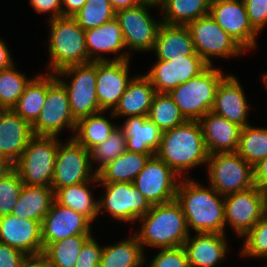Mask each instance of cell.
Instances as JSON below:
<instances>
[{"label": "cell", "instance_id": "1", "mask_svg": "<svg viewBox=\"0 0 267 267\" xmlns=\"http://www.w3.org/2000/svg\"><path fill=\"white\" fill-rule=\"evenodd\" d=\"M179 180L176 201L181 205L187 229L196 233L225 234L224 196L190 177Z\"/></svg>", "mask_w": 267, "mask_h": 267}, {"label": "cell", "instance_id": "2", "mask_svg": "<svg viewBox=\"0 0 267 267\" xmlns=\"http://www.w3.org/2000/svg\"><path fill=\"white\" fill-rule=\"evenodd\" d=\"M156 156L180 178H186L184 173L190 169L206 165L209 153L199 121H186L180 126L164 131Z\"/></svg>", "mask_w": 267, "mask_h": 267}, {"label": "cell", "instance_id": "3", "mask_svg": "<svg viewBox=\"0 0 267 267\" xmlns=\"http://www.w3.org/2000/svg\"><path fill=\"white\" fill-rule=\"evenodd\" d=\"M137 221L141 222V228L134 234L144 252L145 246L157 249L181 247L190 235L182 207L176 199L152 205Z\"/></svg>", "mask_w": 267, "mask_h": 267}, {"label": "cell", "instance_id": "4", "mask_svg": "<svg viewBox=\"0 0 267 267\" xmlns=\"http://www.w3.org/2000/svg\"><path fill=\"white\" fill-rule=\"evenodd\" d=\"M50 20V21H49ZM49 72L72 66L91 63L85 43V31L72 17L49 19Z\"/></svg>", "mask_w": 267, "mask_h": 267}, {"label": "cell", "instance_id": "5", "mask_svg": "<svg viewBox=\"0 0 267 267\" xmlns=\"http://www.w3.org/2000/svg\"><path fill=\"white\" fill-rule=\"evenodd\" d=\"M225 77L221 69L208 66L199 75L172 89L169 95L187 121H199L211 111L217 88Z\"/></svg>", "mask_w": 267, "mask_h": 267}, {"label": "cell", "instance_id": "6", "mask_svg": "<svg viewBox=\"0 0 267 267\" xmlns=\"http://www.w3.org/2000/svg\"><path fill=\"white\" fill-rule=\"evenodd\" d=\"M60 139L57 136H33L14 165L27 186L51 187Z\"/></svg>", "mask_w": 267, "mask_h": 267}, {"label": "cell", "instance_id": "7", "mask_svg": "<svg viewBox=\"0 0 267 267\" xmlns=\"http://www.w3.org/2000/svg\"><path fill=\"white\" fill-rule=\"evenodd\" d=\"M55 76L66 88L70 111L76 121L101 111L96 95V61L66 67ZM66 76L70 80L66 81Z\"/></svg>", "mask_w": 267, "mask_h": 267}, {"label": "cell", "instance_id": "8", "mask_svg": "<svg viewBox=\"0 0 267 267\" xmlns=\"http://www.w3.org/2000/svg\"><path fill=\"white\" fill-rule=\"evenodd\" d=\"M206 168L208 185L220 195L225 196L255 186L253 166L237 152L209 155Z\"/></svg>", "mask_w": 267, "mask_h": 267}, {"label": "cell", "instance_id": "9", "mask_svg": "<svg viewBox=\"0 0 267 267\" xmlns=\"http://www.w3.org/2000/svg\"><path fill=\"white\" fill-rule=\"evenodd\" d=\"M76 122L66 88L55 74L47 73V94L37 120L31 125L33 135L59 137L64 128L74 133Z\"/></svg>", "mask_w": 267, "mask_h": 267}, {"label": "cell", "instance_id": "10", "mask_svg": "<svg viewBox=\"0 0 267 267\" xmlns=\"http://www.w3.org/2000/svg\"><path fill=\"white\" fill-rule=\"evenodd\" d=\"M196 53L213 66V57L228 58L243 54L246 50L208 14L187 25Z\"/></svg>", "mask_w": 267, "mask_h": 267}, {"label": "cell", "instance_id": "11", "mask_svg": "<svg viewBox=\"0 0 267 267\" xmlns=\"http://www.w3.org/2000/svg\"><path fill=\"white\" fill-rule=\"evenodd\" d=\"M97 176L91 165L90 151L72 137L60 142L55 161L52 190L89 182Z\"/></svg>", "mask_w": 267, "mask_h": 267}, {"label": "cell", "instance_id": "12", "mask_svg": "<svg viewBox=\"0 0 267 267\" xmlns=\"http://www.w3.org/2000/svg\"><path fill=\"white\" fill-rule=\"evenodd\" d=\"M105 188L103 198L98 202V213L108 212L117 221L135 222L144 216L151 204L143 194L130 182L99 183Z\"/></svg>", "mask_w": 267, "mask_h": 267}, {"label": "cell", "instance_id": "13", "mask_svg": "<svg viewBox=\"0 0 267 267\" xmlns=\"http://www.w3.org/2000/svg\"><path fill=\"white\" fill-rule=\"evenodd\" d=\"M155 6L139 4L131 8L116 11L126 49L132 52H152L158 29L162 23L155 20L149 13V8Z\"/></svg>", "mask_w": 267, "mask_h": 267}, {"label": "cell", "instance_id": "14", "mask_svg": "<svg viewBox=\"0 0 267 267\" xmlns=\"http://www.w3.org/2000/svg\"><path fill=\"white\" fill-rule=\"evenodd\" d=\"M225 224L243 237L265 214V193L252 186L224 196Z\"/></svg>", "mask_w": 267, "mask_h": 267}, {"label": "cell", "instance_id": "15", "mask_svg": "<svg viewBox=\"0 0 267 267\" xmlns=\"http://www.w3.org/2000/svg\"><path fill=\"white\" fill-rule=\"evenodd\" d=\"M180 178L156 155L150 157L143 170L136 176L133 185L151 205L175 200Z\"/></svg>", "mask_w": 267, "mask_h": 267}, {"label": "cell", "instance_id": "16", "mask_svg": "<svg viewBox=\"0 0 267 267\" xmlns=\"http://www.w3.org/2000/svg\"><path fill=\"white\" fill-rule=\"evenodd\" d=\"M209 65L199 55H176L170 60H157L145 75L150 79L155 92L169 93L189 79L199 75Z\"/></svg>", "mask_w": 267, "mask_h": 267}, {"label": "cell", "instance_id": "17", "mask_svg": "<svg viewBox=\"0 0 267 267\" xmlns=\"http://www.w3.org/2000/svg\"><path fill=\"white\" fill-rule=\"evenodd\" d=\"M209 15L245 50L257 48V32L250 25L243 0H211Z\"/></svg>", "mask_w": 267, "mask_h": 267}, {"label": "cell", "instance_id": "18", "mask_svg": "<svg viewBox=\"0 0 267 267\" xmlns=\"http://www.w3.org/2000/svg\"><path fill=\"white\" fill-rule=\"evenodd\" d=\"M129 60L96 61V95L101 111H113L133 77Z\"/></svg>", "mask_w": 267, "mask_h": 267}, {"label": "cell", "instance_id": "19", "mask_svg": "<svg viewBox=\"0 0 267 267\" xmlns=\"http://www.w3.org/2000/svg\"><path fill=\"white\" fill-rule=\"evenodd\" d=\"M91 221L75 210L53 201L41 224L43 249L74 235H92Z\"/></svg>", "mask_w": 267, "mask_h": 267}, {"label": "cell", "instance_id": "20", "mask_svg": "<svg viewBox=\"0 0 267 267\" xmlns=\"http://www.w3.org/2000/svg\"><path fill=\"white\" fill-rule=\"evenodd\" d=\"M0 242L27 256L40 255L43 252L41 223L12 214L0 217Z\"/></svg>", "mask_w": 267, "mask_h": 267}, {"label": "cell", "instance_id": "21", "mask_svg": "<svg viewBox=\"0 0 267 267\" xmlns=\"http://www.w3.org/2000/svg\"><path fill=\"white\" fill-rule=\"evenodd\" d=\"M85 43L89 60L95 61H118L129 60L130 52L124 53L126 49L120 24L116 18L85 31ZM121 50L123 51L121 53ZM115 53L113 59L107 58L103 53ZM120 53V54H118ZM103 55V56H102Z\"/></svg>", "mask_w": 267, "mask_h": 267}, {"label": "cell", "instance_id": "22", "mask_svg": "<svg viewBox=\"0 0 267 267\" xmlns=\"http://www.w3.org/2000/svg\"><path fill=\"white\" fill-rule=\"evenodd\" d=\"M244 92L236 76L226 75L217 88L211 111L241 127L249 125L250 107Z\"/></svg>", "mask_w": 267, "mask_h": 267}, {"label": "cell", "instance_id": "23", "mask_svg": "<svg viewBox=\"0 0 267 267\" xmlns=\"http://www.w3.org/2000/svg\"><path fill=\"white\" fill-rule=\"evenodd\" d=\"M33 136L31 125L13 109L1 111L0 157L8 159L15 165Z\"/></svg>", "mask_w": 267, "mask_h": 267}, {"label": "cell", "instance_id": "24", "mask_svg": "<svg viewBox=\"0 0 267 267\" xmlns=\"http://www.w3.org/2000/svg\"><path fill=\"white\" fill-rule=\"evenodd\" d=\"M209 155L236 152L242 127L210 111L200 120Z\"/></svg>", "mask_w": 267, "mask_h": 267}, {"label": "cell", "instance_id": "25", "mask_svg": "<svg viewBox=\"0 0 267 267\" xmlns=\"http://www.w3.org/2000/svg\"><path fill=\"white\" fill-rule=\"evenodd\" d=\"M226 234L191 233L183 247L186 251L190 267H216L227 254L228 242Z\"/></svg>", "mask_w": 267, "mask_h": 267}, {"label": "cell", "instance_id": "26", "mask_svg": "<svg viewBox=\"0 0 267 267\" xmlns=\"http://www.w3.org/2000/svg\"><path fill=\"white\" fill-rule=\"evenodd\" d=\"M119 127L126 139L127 151L156 155L163 132L148 116H129Z\"/></svg>", "mask_w": 267, "mask_h": 267}, {"label": "cell", "instance_id": "27", "mask_svg": "<svg viewBox=\"0 0 267 267\" xmlns=\"http://www.w3.org/2000/svg\"><path fill=\"white\" fill-rule=\"evenodd\" d=\"M155 89L150 79L145 75L133 76L117 106L110 111V116H148Z\"/></svg>", "mask_w": 267, "mask_h": 267}, {"label": "cell", "instance_id": "28", "mask_svg": "<svg viewBox=\"0 0 267 267\" xmlns=\"http://www.w3.org/2000/svg\"><path fill=\"white\" fill-rule=\"evenodd\" d=\"M157 60H170L176 55H198L186 25L161 23L153 50Z\"/></svg>", "mask_w": 267, "mask_h": 267}, {"label": "cell", "instance_id": "29", "mask_svg": "<svg viewBox=\"0 0 267 267\" xmlns=\"http://www.w3.org/2000/svg\"><path fill=\"white\" fill-rule=\"evenodd\" d=\"M53 201L54 191L51 187L23 185L11 214L18 218L36 220L42 224Z\"/></svg>", "mask_w": 267, "mask_h": 267}, {"label": "cell", "instance_id": "30", "mask_svg": "<svg viewBox=\"0 0 267 267\" xmlns=\"http://www.w3.org/2000/svg\"><path fill=\"white\" fill-rule=\"evenodd\" d=\"M98 182V177L96 176L89 182L57 189L54 192V201L75 210L77 213L86 216L91 222H94L96 217L100 215L98 213L99 200L93 198L94 195L91 193L93 191L89 187L91 186L92 188V185H97L99 184Z\"/></svg>", "mask_w": 267, "mask_h": 267}, {"label": "cell", "instance_id": "31", "mask_svg": "<svg viewBox=\"0 0 267 267\" xmlns=\"http://www.w3.org/2000/svg\"><path fill=\"white\" fill-rule=\"evenodd\" d=\"M116 244L103 246L99 267H142L146 256L136 235Z\"/></svg>", "mask_w": 267, "mask_h": 267}, {"label": "cell", "instance_id": "32", "mask_svg": "<svg viewBox=\"0 0 267 267\" xmlns=\"http://www.w3.org/2000/svg\"><path fill=\"white\" fill-rule=\"evenodd\" d=\"M152 156L154 155L125 151L97 173L98 183H133L136 176L143 170L146 162Z\"/></svg>", "mask_w": 267, "mask_h": 267}, {"label": "cell", "instance_id": "33", "mask_svg": "<svg viewBox=\"0 0 267 267\" xmlns=\"http://www.w3.org/2000/svg\"><path fill=\"white\" fill-rule=\"evenodd\" d=\"M103 113L104 111H100L76 122L72 138L89 151L103 143L118 126L105 117Z\"/></svg>", "mask_w": 267, "mask_h": 267}, {"label": "cell", "instance_id": "34", "mask_svg": "<svg viewBox=\"0 0 267 267\" xmlns=\"http://www.w3.org/2000/svg\"><path fill=\"white\" fill-rule=\"evenodd\" d=\"M211 0H165L159 7L164 14L163 23L169 25H188L209 14Z\"/></svg>", "mask_w": 267, "mask_h": 267}, {"label": "cell", "instance_id": "35", "mask_svg": "<svg viewBox=\"0 0 267 267\" xmlns=\"http://www.w3.org/2000/svg\"><path fill=\"white\" fill-rule=\"evenodd\" d=\"M47 94V73L32 77L25 86L23 94L12 108L22 119L32 125L44 106Z\"/></svg>", "mask_w": 267, "mask_h": 267}, {"label": "cell", "instance_id": "36", "mask_svg": "<svg viewBox=\"0 0 267 267\" xmlns=\"http://www.w3.org/2000/svg\"><path fill=\"white\" fill-rule=\"evenodd\" d=\"M92 235H74L48 244L42 252L51 267H73L84 243Z\"/></svg>", "mask_w": 267, "mask_h": 267}, {"label": "cell", "instance_id": "37", "mask_svg": "<svg viewBox=\"0 0 267 267\" xmlns=\"http://www.w3.org/2000/svg\"><path fill=\"white\" fill-rule=\"evenodd\" d=\"M246 162L254 166L267 157V128L242 127L236 151Z\"/></svg>", "mask_w": 267, "mask_h": 267}, {"label": "cell", "instance_id": "38", "mask_svg": "<svg viewBox=\"0 0 267 267\" xmlns=\"http://www.w3.org/2000/svg\"><path fill=\"white\" fill-rule=\"evenodd\" d=\"M148 118L153 121L162 132L184 124L187 120L181 114L169 93H155Z\"/></svg>", "mask_w": 267, "mask_h": 267}, {"label": "cell", "instance_id": "39", "mask_svg": "<svg viewBox=\"0 0 267 267\" xmlns=\"http://www.w3.org/2000/svg\"><path fill=\"white\" fill-rule=\"evenodd\" d=\"M115 15L116 11L109 0H87L72 18L86 31L105 24Z\"/></svg>", "mask_w": 267, "mask_h": 267}, {"label": "cell", "instance_id": "40", "mask_svg": "<svg viewBox=\"0 0 267 267\" xmlns=\"http://www.w3.org/2000/svg\"><path fill=\"white\" fill-rule=\"evenodd\" d=\"M15 64L0 71V107L12 109L24 92L25 86L32 78L16 70Z\"/></svg>", "mask_w": 267, "mask_h": 267}, {"label": "cell", "instance_id": "41", "mask_svg": "<svg viewBox=\"0 0 267 267\" xmlns=\"http://www.w3.org/2000/svg\"><path fill=\"white\" fill-rule=\"evenodd\" d=\"M127 151L126 139L119 125L110 134V136L101 144L97 145L90 151L91 165L98 162L95 172L98 173L108 163L115 160L118 156Z\"/></svg>", "mask_w": 267, "mask_h": 267}, {"label": "cell", "instance_id": "42", "mask_svg": "<svg viewBox=\"0 0 267 267\" xmlns=\"http://www.w3.org/2000/svg\"><path fill=\"white\" fill-rule=\"evenodd\" d=\"M243 237L242 256L267 259V213Z\"/></svg>", "mask_w": 267, "mask_h": 267}, {"label": "cell", "instance_id": "43", "mask_svg": "<svg viewBox=\"0 0 267 267\" xmlns=\"http://www.w3.org/2000/svg\"><path fill=\"white\" fill-rule=\"evenodd\" d=\"M23 185L20 174L15 168L0 178V217L12 213Z\"/></svg>", "mask_w": 267, "mask_h": 267}, {"label": "cell", "instance_id": "44", "mask_svg": "<svg viewBox=\"0 0 267 267\" xmlns=\"http://www.w3.org/2000/svg\"><path fill=\"white\" fill-rule=\"evenodd\" d=\"M148 267H190L186 251L183 246L159 249Z\"/></svg>", "mask_w": 267, "mask_h": 267}, {"label": "cell", "instance_id": "45", "mask_svg": "<svg viewBox=\"0 0 267 267\" xmlns=\"http://www.w3.org/2000/svg\"><path fill=\"white\" fill-rule=\"evenodd\" d=\"M103 247L93 235L84 243L73 267H99Z\"/></svg>", "mask_w": 267, "mask_h": 267}, {"label": "cell", "instance_id": "46", "mask_svg": "<svg viewBox=\"0 0 267 267\" xmlns=\"http://www.w3.org/2000/svg\"><path fill=\"white\" fill-rule=\"evenodd\" d=\"M252 28L259 34L267 25V0H243Z\"/></svg>", "mask_w": 267, "mask_h": 267}, {"label": "cell", "instance_id": "47", "mask_svg": "<svg viewBox=\"0 0 267 267\" xmlns=\"http://www.w3.org/2000/svg\"><path fill=\"white\" fill-rule=\"evenodd\" d=\"M27 255L0 242V267H21Z\"/></svg>", "mask_w": 267, "mask_h": 267}, {"label": "cell", "instance_id": "48", "mask_svg": "<svg viewBox=\"0 0 267 267\" xmlns=\"http://www.w3.org/2000/svg\"><path fill=\"white\" fill-rule=\"evenodd\" d=\"M32 8L37 13H50L49 19L62 17V0H30Z\"/></svg>", "mask_w": 267, "mask_h": 267}, {"label": "cell", "instance_id": "49", "mask_svg": "<svg viewBox=\"0 0 267 267\" xmlns=\"http://www.w3.org/2000/svg\"><path fill=\"white\" fill-rule=\"evenodd\" d=\"M254 184L262 192L267 191V157L253 166Z\"/></svg>", "mask_w": 267, "mask_h": 267}, {"label": "cell", "instance_id": "50", "mask_svg": "<svg viewBox=\"0 0 267 267\" xmlns=\"http://www.w3.org/2000/svg\"><path fill=\"white\" fill-rule=\"evenodd\" d=\"M87 0H62V17H73Z\"/></svg>", "mask_w": 267, "mask_h": 267}, {"label": "cell", "instance_id": "51", "mask_svg": "<svg viewBox=\"0 0 267 267\" xmlns=\"http://www.w3.org/2000/svg\"><path fill=\"white\" fill-rule=\"evenodd\" d=\"M10 53L6 43L0 38V71L7 69L14 64L13 57H11L12 55H10Z\"/></svg>", "mask_w": 267, "mask_h": 267}, {"label": "cell", "instance_id": "52", "mask_svg": "<svg viewBox=\"0 0 267 267\" xmlns=\"http://www.w3.org/2000/svg\"><path fill=\"white\" fill-rule=\"evenodd\" d=\"M21 267H51L47 259L42 255L27 256Z\"/></svg>", "mask_w": 267, "mask_h": 267}, {"label": "cell", "instance_id": "53", "mask_svg": "<svg viewBox=\"0 0 267 267\" xmlns=\"http://www.w3.org/2000/svg\"><path fill=\"white\" fill-rule=\"evenodd\" d=\"M109 1L115 11L125 8H131L140 4L138 0H109Z\"/></svg>", "mask_w": 267, "mask_h": 267}, {"label": "cell", "instance_id": "54", "mask_svg": "<svg viewBox=\"0 0 267 267\" xmlns=\"http://www.w3.org/2000/svg\"><path fill=\"white\" fill-rule=\"evenodd\" d=\"M14 168V164L11 163L8 159L0 157V178L6 176Z\"/></svg>", "mask_w": 267, "mask_h": 267}, {"label": "cell", "instance_id": "55", "mask_svg": "<svg viewBox=\"0 0 267 267\" xmlns=\"http://www.w3.org/2000/svg\"><path fill=\"white\" fill-rule=\"evenodd\" d=\"M141 4H149L159 8L165 0H138Z\"/></svg>", "mask_w": 267, "mask_h": 267}, {"label": "cell", "instance_id": "56", "mask_svg": "<svg viewBox=\"0 0 267 267\" xmlns=\"http://www.w3.org/2000/svg\"><path fill=\"white\" fill-rule=\"evenodd\" d=\"M263 82L262 83H264V86H265V89H267V73H265L264 75H263Z\"/></svg>", "mask_w": 267, "mask_h": 267}, {"label": "cell", "instance_id": "57", "mask_svg": "<svg viewBox=\"0 0 267 267\" xmlns=\"http://www.w3.org/2000/svg\"><path fill=\"white\" fill-rule=\"evenodd\" d=\"M265 193V213H267V191Z\"/></svg>", "mask_w": 267, "mask_h": 267}]
</instances>
